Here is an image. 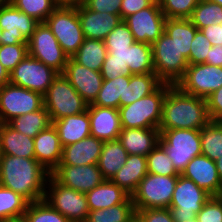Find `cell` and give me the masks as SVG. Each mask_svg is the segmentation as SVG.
Listing matches in <instances>:
<instances>
[{
	"mask_svg": "<svg viewBox=\"0 0 222 222\" xmlns=\"http://www.w3.org/2000/svg\"><path fill=\"white\" fill-rule=\"evenodd\" d=\"M58 74L53 68L27 55L10 73L9 82L43 95Z\"/></svg>",
	"mask_w": 222,
	"mask_h": 222,
	"instance_id": "obj_15",
	"label": "cell"
},
{
	"mask_svg": "<svg viewBox=\"0 0 222 222\" xmlns=\"http://www.w3.org/2000/svg\"><path fill=\"white\" fill-rule=\"evenodd\" d=\"M132 74L154 73L152 44L134 42L129 46V63Z\"/></svg>",
	"mask_w": 222,
	"mask_h": 222,
	"instance_id": "obj_39",
	"label": "cell"
},
{
	"mask_svg": "<svg viewBox=\"0 0 222 222\" xmlns=\"http://www.w3.org/2000/svg\"><path fill=\"white\" fill-rule=\"evenodd\" d=\"M160 130L156 128H122L118 141L128 155L147 156L158 144Z\"/></svg>",
	"mask_w": 222,
	"mask_h": 222,
	"instance_id": "obj_24",
	"label": "cell"
},
{
	"mask_svg": "<svg viewBox=\"0 0 222 222\" xmlns=\"http://www.w3.org/2000/svg\"><path fill=\"white\" fill-rule=\"evenodd\" d=\"M28 55L59 74L64 72L69 59L46 23H39L28 39Z\"/></svg>",
	"mask_w": 222,
	"mask_h": 222,
	"instance_id": "obj_12",
	"label": "cell"
},
{
	"mask_svg": "<svg viewBox=\"0 0 222 222\" xmlns=\"http://www.w3.org/2000/svg\"><path fill=\"white\" fill-rule=\"evenodd\" d=\"M3 29L0 27V37L2 36ZM0 45H1V39H0Z\"/></svg>",
	"mask_w": 222,
	"mask_h": 222,
	"instance_id": "obj_63",
	"label": "cell"
},
{
	"mask_svg": "<svg viewBox=\"0 0 222 222\" xmlns=\"http://www.w3.org/2000/svg\"><path fill=\"white\" fill-rule=\"evenodd\" d=\"M178 176L148 173L131 195L135 210L169 208Z\"/></svg>",
	"mask_w": 222,
	"mask_h": 222,
	"instance_id": "obj_8",
	"label": "cell"
},
{
	"mask_svg": "<svg viewBox=\"0 0 222 222\" xmlns=\"http://www.w3.org/2000/svg\"><path fill=\"white\" fill-rule=\"evenodd\" d=\"M176 86L185 93L206 99L222 87V67L206 63L188 65Z\"/></svg>",
	"mask_w": 222,
	"mask_h": 222,
	"instance_id": "obj_14",
	"label": "cell"
},
{
	"mask_svg": "<svg viewBox=\"0 0 222 222\" xmlns=\"http://www.w3.org/2000/svg\"><path fill=\"white\" fill-rule=\"evenodd\" d=\"M147 171L163 176H179L164 148L158 144L147 156Z\"/></svg>",
	"mask_w": 222,
	"mask_h": 222,
	"instance_id": "obj_43",
	"label": "cell"
},
{
	"mask_svg": "<svg viewBox=\"0 0 222 222\" xmlns=\"http://www.w3.org/2000/svg\"><path fill=\"white\" fill-rule=\"evenodd\" d=\"M162 83L155 73L125 76L124 99H120V107L131 104L151 94Z\"/></svg>",
	"mask_w": 222,
	"mask_h": 222,
	"instance_id": "obj_29",
	"label": "cell"
},
{
	"mask_svg": "<svg viewBox=\"0 0 222 222\" xmlns=\"http://www.w3.org/2000/svg\"><path fill=\"white\" fill-rule=\"evenodd\" d=\"M201 155L216 161L222 156V125L210 121L200 130Z\"/></svg>",
	"mask_w": 222,
	"mask_h": 222,
	"instance_id": "obj_37",
	"label": "cell"
},
{
	"mask_svg": "<svg viewBox=\"0 0 222 222\" xmlns=\"http://www.w3.org/2000/svg\"><path fill=\"white\" fill-rule=\"evenodd\" d=\"M154 73L163 83L176 85L184 76L188 60L165 32L152 44Z\"/></svg>",
	"mask_w": 222,
	"mask_h": 222,
	"instance_id": "obj_6",
	"label": "cell"
},
{
	"mask_svg": "<svg viewBox=\"0 0 222 222\" xmlns=\"http://www.w3.org/2000/svg\"><path fill=\"white\" fill-rule=\"evenodd\" d=\"M71 222H85L90 212L85 193L57 182L49 175L43 199Z\"/></svg>",
	"mask_w": 222,
	"mask_h": 222,
	"instance_id": "obj_7",
	"label": "cell"
},
{
	"mask_svg": "<svg viewBox=\"0 0 222 222\" xmlns=\"http://www.w3.org/2000/svg\"><path fill=\"white\" fill-rule=\"evenodd\" d=\"M133 34L135 42L153 44L164 32L166 21L159 1L123 20Z\"/></svg>",
	"mask_w": 222,
	"mask_h": 222,
	"instance_id": "obj_16",
	"label": "cell"
},
{
	"mask_svg": "<svg viewBox=\"0 0 222 222\" xmlns=\"http://www.w3.org/2000/svg\"><path fill=\"white\" fill-rule=\"evenodd\" d=\"M128 153L118 140L105 141L97 166L104 179L111 180L126 162Z\"/></svg>",
	"mask_w": 222,
	"mask_h": 222,
	"instance_id": "obj_30",
	"label": "cell"
},
{
	"mask_svg": "<svg viewBox=\"0 0 222 222\" xmlns=\"http://www.w3.org/2000/svg\"><path fill=\"white\" fill-rule=\"evenodd\" d=\"M196 217L198 222H222V196H212Z\"/></svg>",
	"mask_w": 222,
	"mask_h": 222,
	"instance_id": "obj_48",
	"label": "cell"
},
{
	"mask_svg": "<svg viewBox=\"0 0 222 222\" xmlns=\"http://www.w3.org/2000/svg\"><path fill=\"white\" fill-rule=\"evenodd\" d=\"M10 81V73L0 63V87L6 85Z\"/></svg>",
	"mask_w": 222,
	"mask_h": 222,
	"instance_id": "obj_56",
	"label": "cell"
},
{
	"mask_svg": "<svg viewBox=\"0 0 222 222\" xmlns=\"http://www.w3.org/2000/svg\"><path fill=\"white\" fill-rule=\"evenodd\" d=\"M28 204L20 194L0 185V222L22 218Z\"/></svg>",
	"mask_w": 222,
	"mask_h": 222,
	"instance_id": "obj_36",
	"label": "cell"
},
{
	"mask_svg": "<svg viewBox=\"0 0 222 222\" xmlns=\"http://www.w3.org/2000/svg\"><path fill=\"white\" fill-rule=\"evenodd\" d=\"M43 103L51 121L83 113L89 105L63 74H58L43 94Z\"/></svg>",
	"mask_w": 222,
	"mask_h": 222,
	"instance_id": "obj_4",
	"label": "cell"
},
{
	"mask_svg": "<svg viewBox=\"0 0 222 222\" xmlns=\"http://www.w3.org/2000/svg\"><path fill=\"white\" fill-rule=\"evenodd\" d=\"M107 54L104 41L85 38L72 58L91 70L100 71Z\"/></svg>",
	"mask_w": 222,
	"mask_h": 222,
	"instance_id": "obj_32",
	"label": "cell"
},
{
	"mask_svg": "<svg viewBox=\"0 0 222 222\" xmlns=\"http://www.w3.org/2000/svg\"><path fill=\"white\" fill-rule=\"evenodd\" d=\"M28 55V43L0 45V63L11 73Z\"/></svg>",
	"mask_w": 222,
	"mask_h": 222,
	"instance_id": "obj_45",
	"label": "cell"
},
{
	"mask_svg": "<svg viewBox=\"0 0 222 222\" xmlns=\"http://www.w3.org/2000/svg\"><path fill=\"white\" fill-rule=\"evenodd\" d=\"M63 147L56 128L51 124L34 138L35 159L50 173L60 164Z\"/></svg>",
	"mask_w": 222,
	"mask_h": 222,
	"instance_id": "obj_22",
	"label": "cell"
},
{
	"mask_svg": "<svg viewBox=\"0 0 222 222\" xmlns=\"http://www.w3.org/2000/svg\"><path fill=\"white\" fill-rule=\"evenodd\" d=\"M166 18L189 19L200 0H158Z\"/></svg>",
	"mask_w": 222,
	"mask_h": 222,
	"instance_id": "obj_44",
	"label": "cell"
},
{
	"mask_svg": "<svg viewBox=\"0 0 222 222\" xmlns=\"http://www.w3.org/2000/svg\"><path fill=\"white\" fill-rule=\"evenodd\" d=\"M198 28L190 19L166 18L164 32L169 35L183 56L188 59L191 43Z\"/></svg>",
	"mask_w": 222,
	"mask_h": 222,
	"instance_id": "obj_31",
	"label": "cell"
},
{
	"mask_svg": "<svg viewBox=\"0 0 222 222\" xmlns=\"http://www.w3.org/2000/svg\"><path fill=\"white\" fill-rule=\"evenodd\" d=\"M206 64L222 67V45H215L209 49Z\"/></svg>",
	"mask_w": 222,
	"mask_h": 222,
	"instance_id": "obj_54",
	"label": "cell"
},
{
	"mask_svg": "<svg viewBox=\"0 0 222 222\" xmlns=\"http://www.w3.org/2000/svg\"><path fill=\"white\" fill-rule=\"evenodd\" d=\"M106 48H128L135 40L124 21H121L104 40Z\"/></svg>",
	"mask_w": 222,
	"mask_h": 222,
	"instance_id": "obj_46",
	"label": "cell"
},
{
	"mask_svg": "<svg viewBox=\"0 0 222 222\" xmlns=\"http://www.w3.org/2000/svg\"><path fill=\"white\" fill-rule=\"evenodd\" d=\"M211 121L205 98L185 93L171 85L163 101L159 130H201Z\"/></svg>",
	"mask_w": 222,
	"mask_h": 222,
	"instance_id": "obj_2",
	"label": "cell"
},
{
	"mask_svg": "<svg viewBox=\"0 0 222 222\" xmlns=\"http://www.w3.org/2000/svg\"><path fill=\"white\" fill-rule=\"evenodd\" d=\"M62 74L88 104L95 101L104 80L100 71L91 70L69 57Z\"/></svg>",
	"mask_w": 222,
	"mask_h": 222,
	"instance_id": "obj_18",
	"label": "cell"
},
{
	"mask_svg": "<svg viewBox=\"0 0 222 222\" xmlns=\"http://www.w3.org/2000/svg\"><path fill=\"white\" fill-rule=\"evenodd\" d=\"M122 0H86L85 6L96 12L120 15Z\"/></svg>",
	"mask_w": 222,
	"mask_h": 222,
	"instance_id": "obj_50",
	"label": "cell"
},
{
	"mask_svg": "<svg viewBox=\"0 0 222 222\" xmlns=\"http://www.w3.org/2000/svg\"><path fill=\"white\" fill-rule=\"evenodd\" d=\"M222 6V0H209Z\"/></svg>",
	"mask_w": 222,
	"mask_h": 222,
	"instance_id": "obj_60",
	"label": "cell"
},
{
	"mask_svg": "<svg viewBox=\"0 0 222 222\" xmlns=\"http://www.w3.org/2000/svg\"><path fill=\"white\" fill-rule=\"evenodd\" d=\"M0 144L3 155L35 158L34 139L0 123Z\"/></svg>",
	"mask_w": 222,
	"mask_h": 222,
	"instance_id": "obj_28",
	"label": "cell"
},
{
	"mask_svg": "<svg viewBox=\"0 0 222 222\" xmlns=\"http://www.w3.org/2000/svg\"><path fill=\"white\" fill-rule=\"evenodd\" d=\"M44 106L43 95L36 91L11 84L0 87V123L40 110Z\"/></svg>",
	"mask_w": 222,
	"mask_h": 222,
	"instance_id": "obj_11",
	"label": "cell"
},
{
	"mask_svg": "<svg viewBox=\"0 0 222 222\" xmlns=\"http://www.w3.org/2000/svg\"><path fill=\"white\" fill-rule=\"evenodd\" d=\"M2 156H3V153H2L1 144H0V164H1Z\"/></svg>",
	"mask_w": 222,
	"mask_h": 222,
	"instance_id": "obj_61",
	"label": "cell"
},
{
	"mask_svg": "<svg viewBox=\"0 0 222 222\" xmlns=\"http://www.w3.org/2000/svg\"><path fill=\"white\" fill-rule=\"evenodd\" d=\"M182 222H198V219H197V217H195L193 219H189V220L182 221Z\"/></svg>",
	"mask_w": 222,
	"mask_h": 222,
	"instance_id": "obj_59",
	"label": "cell"
},
{
	"mask_svg": "<svg viewBox=\"0 0 222 222\" xmlns=\"http://www.w3.org/2000/svg\"><path fill=\"white\" fill-rule=\"evenodd\" d=\"M23 217L27 222H71L44 200L29 203Z\"/></svg>",
	"mask_w": 222,
	"mask_h": 222,
	"instance_id": "obj_42",
	"label": "cell"
},
{
	"mask_svg": "<svg viewBox=\"0 0 222 222\" xmlns=\"http://www.w3.org/2000/svg\"><path fill=\"white\" fill-rule=\"evenodd\" d=\"M45 23L51 29L64 52L72 57L84 42L77 7L58 6Z\"/></svg>",
	"mask_w": 222,
	"mask_h": 222,
	"instance_id": "obj_9",
	"label": "cell"
},
{
	"mask_svg": "<svg viewBox=\"0 0 222 222\" xmlns=\"http://www.w3.org/2000/svg\"><path fill=\"white\" fill-rule=\"evenodd\" d=\"M201 30L214 24H222V6L209 0H200L189 18Z\"/></svg>",
	"mask_w": 222,
	"mask_h": 222,
	"instance_id": "obj_40",
	"label": "cell"
},
{
	"mask_svg": "<svg viewBox=\"0 0 222 222\" xmlns=\"http://www.w3.org/2000/svg\"><path fill=\"white\" fill-rule=\"evenodd\" d=\"M156 0H122L120 16L122 20L142 9L150 7Z\"/></svg>",
	"mask_w": 222,
	"mask_h": 222,
	"instance_id": "obj_51",
	"label": "cell"
},
{
	"mask_svg": "<svg viewBox=\"0 0 222 222\" xmlns=\"http://www.w3.org/2000/svg\"><path fill=\"white\" fill-rule=\"evenodd\" d=\"M104 142L89 136L74 144L63 147L59 165L82 166L97 164Z\"/></svg>",
	"mask_w": 222,
	"mask_h": 222,
	"instance_id": "obj_23",
	"label": "cell"
},
{
	"mask_svg": "<svg viewBox=\"0 0 222 222\" xmlns=\"http://www.w3.org/2000/svg\"><path fill=\"white\" fill-rule=\"evenodd\" d=\"M148 174L147 158L143 155H128L122 168L112 177L111 181L132 195L140 181Z\"/></svg>",
	"mask_w": 222,
	"mask_h": 222,
	"instance_id": "obj_26",
	"label": "cell"
},
{
	"mask_svg": "<svg viewBox=\"0 0 222 222\" xmlns=\"http://www.w3.org/2000/svg\"><path fill=\"white\" fill-rule=\"evenodd\" d=\"M107 56L103 62L100 73L104 80L114 79L119 76H131L128 48H106Z\"/></svg>",
	"mask_w": 222,
	"mask_h": 222,
	"instance_id": "obj_35",
	"label": "cell"
},
{
	"mask_svg": "<svg viewBox=\"0 0 222 222\" xmlns=\"http://www.w3.org/2000/svg\"><path fill=\"white\" fill-rule=\"evenodd\" d=\"M125 76H119L114 79L103 80L102 87L97 98L92 104L99 107H110L118 109L120 99H124Z\"/></svg>",
	"mask_w": 222,
	"mask_h": 222,
	"instance_id": "obj_38",
	"label": "cell"
},
{
	"mask_svg": "<svg viewBox=\"0 0 222 222\" xmlns=\"http://www.w3.org/2000/svg\"><path fill=\"white\" fill-rule=\"evenodd\" d=\"M130 196L109 179H105L97 187L86 193L90 211L106 209L124 203Z\"/></svg>",
	"mask_w": 222,
	"mask_h": 222,
	"instance_id": "obj_27",
	"label": "cell"
},
{
	"mask_svg": "<svg viewBox=\"0 0 222 222\" xmlns=\"http://www.w3.org/2000/svg\"><path fill=\"white\" fill-rule=\"evenodd\" d=\"M181 175L192 180L211 196H222V183L215 161L207 156L199 155L191 159Z\"/></svg>",
	"mask_w": 222,
	"mask_h": 222,
	"instance_id": "obj_19",
	"label": "cell"
},
{
	"mask_svg": "<svg viewBox=\"0 0 222 222\" xmlns=\"http://www.w3.org/2000/svg\"><path fill=\"white\" fill-rule=\"evenodd\" d=\"M135 217L136 210L130 196L124 203L90 211L85 222H132Z\"/></svg>",
	"mask_w": 222,
	"mask_h": 222,
	"instance_id": "obj_34",
	"label": "cell"
},
{
	"mask_svg": "<svg viewBox=\"0 0 222 222\" xmlns=\"http://www.w3.org/2000/svg\"><path fill=\"white\" fill-rule=\"evenodd\" d=\"M132 222H140V221L137 217H135V219Z\"/></svg>",
	"mask_w": 222,
	"mask_h": 222,
	"instance_id": "obj_64",
	"label": "cell"
},
{
	"mask_svg": "<svg viewBox=\"0 0 222 222\" xmlns=\"http://www.w3.org/2000/svg\"><path fill=\"white\" fill-rule=\"evenodd\" d=\"M52 124L58 132L62 147L91 136L90 119L87 110L83 113L52 121Z\"/></svg>",
	"mask_w": 222,
	"mask_h": 222,
	"instance_id": "obj_25",
	"label": "cell"
},
{
	"mask_svg": "<svg viewBox=\"0 0 222 222\" xmlns=\"http://www.w3.org/2000/svg\"><path fill=\"white\" fill-rule=\"evenodd\" d=\"M7 124L15 131L34 139L40 131L48 128L52 124V121L49 113L43 106L40 110L18 116Z\"/></svg>",
	"mask_w": 222,
	"mask_h": 222,
	"instance_id": "obj_33",
	"label": "cell"
},
{
	"mask_svg": "<svg viewBox=\"0 0 222 222\" xmlns=\"http://www.w3.org/2000/svg\"><path fill=\"white\" fill-rule=\"evenodd\" d=\"M50 172L35 158L3 155L0 164V185L20 194L29 203L44 199Z\"/></svg>",
	"mask_w": 222,
	"mask_h": 222,
	"instance_id": "obj_1",
	"label": "cell"
},
{
	"mask_svg": "<svg viewBox=\"0 0 222 222\" xmlns=\"http://www.w3.org/2000/svg\"><path fill=\"white\" fill-rule=\"evenodd\" d=\"M50 175L62 185L85 194L105 180L97 164L58 165Z\"/></svg>",
	"mask_w": 222,
	"mask_h": 222,
	"instance_id": "obj_17",
	"label": "cell"
},
{
	"mask_svg": "<svg viewBox=\"0 0 222 222\" xmlns=\"http://www.w3.org/2000/svg\"><path fill=\"white\" fill-rule=\"evenodd\" d=\"M38 24V21L21 12L10 1L0 0V27L3 29L1 45L28 43Z\"/></svg>",
	"mask_w": 222,
	"mask_h": 222,
	"instance_id": "obj_13",
	"label": "cell"
},
{
	"mask_svg": "<svg viewBox=\"0 0 222 222\" xmlns=\"http://www.w3.org/2000/svg\"><path fill=\"white\" fill-rule=\"evenodd\" d=\"M87 111L91 136L103 142L118 140L122 129L118 109L88 105Z\"/></svg>",
	"mask_w": 222,
	"mask_h": 222,
	"instance_id": "obj_20",
	"label": "cell"
},
{
	"mask_svg": "<svg viewBox=\"0 0 222 222\" xmlns=\"http://www.w3.org/2000/svg\"><path fill=\"white\" fill-rule=\"evenodd\" d=\"M219 124H222V115L216 120Z\"/></svg>",
	"mask_w": 222,
	"mask_h": 222,
	"instance_id": "obj_62",
	"label": "cell"
},
{
	"mask_svg": "<svg viewBox=\"0 0 222 222\" xmlns=\"http://www.w3.org/2000/svg\"><path fill=\"white\" fill-rule=\"evenodd\" d=\"M8 222H27V221H26V219L24 217H22V218H17V219L8 221Z\"/></svg>",
	"mask_w": 222,
	"mask_h": 222,
	"instance_id": "obj_58",
	"label": "cell"
},
{
	"mask_svg": "<svg viewBox=\"0 0 222 222\" xmlns=\"http://www.w3.org/2000/svg\"><path fill=\"white\" fill-rule=\"evenodd\" d=\"M215 164L220 177V181L222 183V156L215 161Z\"/></svg>",
	"mask_w": 222,
	"mask_h": 222,
	"instance_id": "obj_57",
	"label": "cell"
},
{
	"mask_svg": "<svg viewBox=\"0 0 222 222\" xmlns=\"http://www.w3.org/2000/svg\"><path fill=\"white\" fill-rule=\"evenodd\" d=\"M140 222H175L169 208L136 210Z\"/></svg>",
	"mask_w": 222,
	"mask_h": 222,
	"instance_id": "obj_49",
	"label": "cell"
},
{
	"mask_svg": "<svg viewBox=\"0 0 222 222\" xmlns=\"http://www.w3.org/2000/svg\"><path fill=\"white\" fill-rule=\"evenodd\" d=\"M212 47L201 30H197L191 43L188 65L206 63L207 54Z\"/></svg>",
	"mask_w": 222,
	"mask_h": 222,
	"instance_id": "obj_47",
	"label": "cell"
},
{
	"mask_svg": "<svg viewBox=\"0 0 222 222\" xmlns=\"http://www.w3.org/2000/svg\"><path fill=\"white\" fill-rule=\"evenodd\" d=\"M172 84L162 83L154 92L119 107L122 128H156L160 126L163 101Z\"/></svg>",
	"mask_w": 222,
	"mask_h": 222,
	"instance_id": "obj_3",
	"label": "cell"
},
{
	"mask_svg": "<svg viewBox=\"0 0 222 222\" xmlns=\"http://www.w3.org/2000/svg\"><path fill=\"white\" fill-rule=\"evenodd\" d=\"M212 46L222 45V24L209 25L201 29Z\"/></svg>",
	"mask_w": 222,
	"mask_h": 222,
	"instance_id": "obj_53",
	"label": "cell"
},
{
	"mask_svg": "<svg viewBox=\"0 0 222 222\" xmlns=\"http://www.w3.org/2000/svg\"><path fill=\"white\" fill-rule=\"evenodd\" d=\"M212 196L183 175L178 176L169 210L175 222L193 219Z\"/></svg>",
	"mask_w": 222,
	"mask_h": 222,
	"instance_id": "obj_10",
	"label": "cell"
},
{
	"mask_svg": "<svg viewBox=\"0 0 222 222\" xmlns=\"http://www.w3.org/2000/svg\"><path fill=\"white\" fill-rule=\"evenodd\" d=\"M86 0H55L57 6L78 7L84 5Z\"/></svg>",
	"mask_w": 222,
	"mask_h": 222,
	"instance_id": "obj_55",
	"label": "cell"
},
{
	"mask_svg": "<svg viewBox=\"0 0 222 222\" xmlns=\"http://www.w3.org/2000/svg\"><path fill=\"white\" fill-rule=\"evenodd\" d=\"M21 12L45 23L49 15L58 7L55 0H8Z\"/></svg>",
	"mask_w": 222,
	"mask_h": 222,
	"instance_id": "obj_41",
	"label": "cell"
},
{
	"mask_svg": "<svg viewBox=\"0 0 222 222\" xmlns=\"http://www.w3.org/2000/svg\"><path fill=\"white\" fill-rule=\"evenodd\" d=\"M211 121H216L222 115V87L206 98Z\"/></svg>",
	"mask_w": 222,
	"mask_h": 222,
	"instance_id": "obj_52",
	"label": "cell"
},
{
	"mask_svg": "<svg viewBox=\"0 0 222 222\" xmlns=\"http://www.w3.org/2000/svg\"><path fill=\"white\" fill-rule=\"evenodd\" d=\"M159 144L179 174H182L191 159L201 155L200 130H160Z\"/></svg>",
	"mask_w": 222,
	"mask_h": 222,
	"instance_id": "obj_5",
	"label": "cell"
},
{
	"mask_svg": "<svg viewBox=\"0 0 222 222\" xmlns=\"http://www.w3.org/2000/svg\"><path fill=\"white\" fill-rule=\"evenodd\" d=\"M77 12L85 38L104 41L107 35L123 21L118 14L96 12L85 5L78 6Z\"/></svg>",
	"mask_w": 222,
	"mask_h": 222,
	"instance_id": "obj_21",
	"label": "cell"
}]
</instances>
